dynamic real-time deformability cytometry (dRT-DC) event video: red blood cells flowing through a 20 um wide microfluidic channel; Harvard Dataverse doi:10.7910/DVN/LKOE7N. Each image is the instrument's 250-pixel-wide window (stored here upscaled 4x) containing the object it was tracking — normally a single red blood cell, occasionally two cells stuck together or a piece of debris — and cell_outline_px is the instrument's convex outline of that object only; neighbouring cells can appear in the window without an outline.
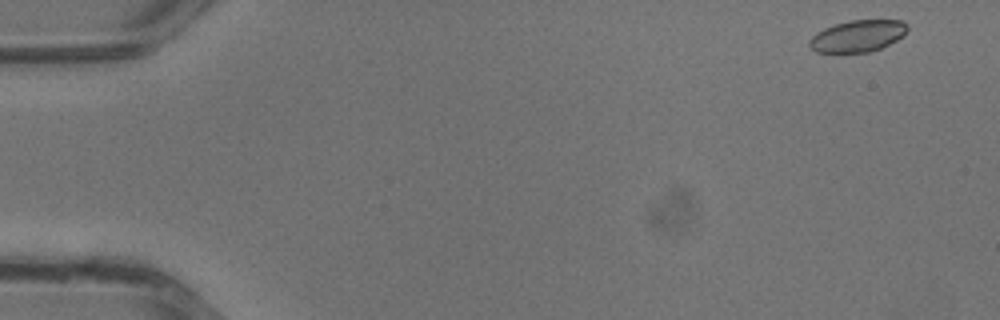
{"species": "common noctule bat (a hibernating species)", "species_latin": "Nyctalus noctula", "temperature_condition": "warm", "stored_images_in_passage": 38, "segment_of_instrument_passage": [1, 2], "camera_frame_rate_fps": 3000, "um_per_image_px": 0.085, "animal": {"sex": "male", "body_mass_g": 13.3}, "frame": {"image": 1, "passage_image": 1, "time_ms": 0.0, "image_size_px": [1000, 320], "cell_outline_px": [[908, 28], [904, 36], [880, 48], [868, 52], [816, 52], [808, 44], [808, 40], [816, 32], [824, 28], [836, 24], [852, 20], [900, 20], [908, 24]], "centroid_in_image_um": [72.91, 3.05], "position_along_channel_um": 12.1, "area_um2": 18.03}}
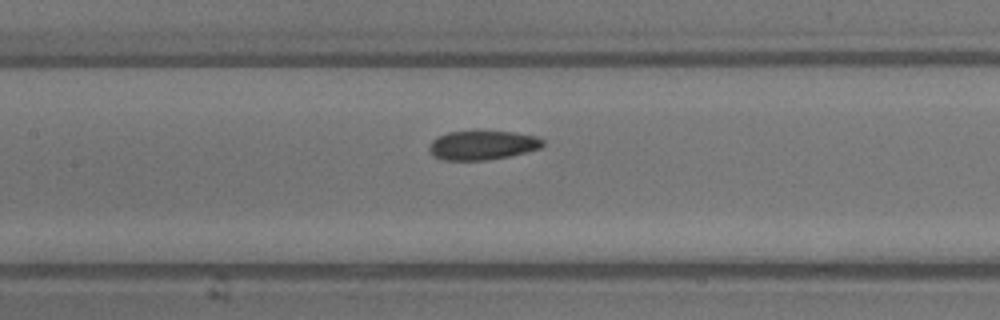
{"frame": {"image": 2, "passage_image": 17, "time_ms": 5.333, "image_size_px": [1000, 320], "cell_outline_px": [[544, 144], [540, 148], [508, 156], [484, 160], [444, 160], [432, 156], [428, 148], [428, 144], [432, 140], [448, 132], [516, 132], [536, 136], [544, 140]], "centroid_in_image_um": [40.98, 12.35], "position_along_channel_um": 166.4, "area_um2": 19.07}}
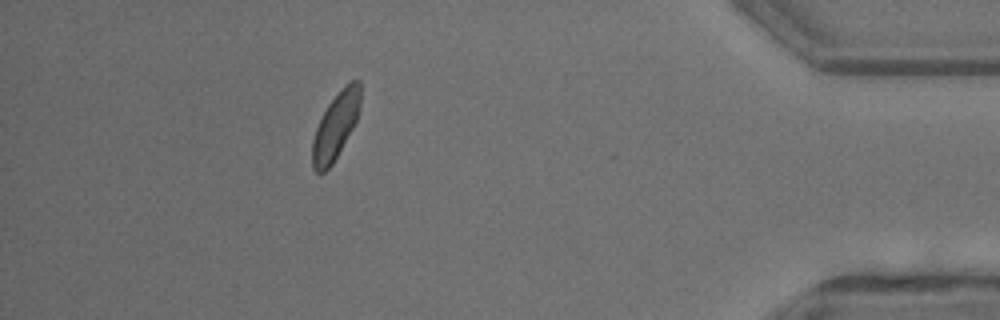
{"frame": {"image": 3, "passage_image": 33, "time_ms": 10.667, "image_size_px": [1000, 320], "cell_outline_px": [[360, 104], [356, 120], [352, 128], [332, 164], [324, 172], [316, 172], [312, 168], [312, 140], [316, 128], [328, 104], [352, 80], [360, 80]], "centroid_in_image_um": [28.51, 10.74], "position_along_channel_um": 406.7, "area_um2": 17.98}}